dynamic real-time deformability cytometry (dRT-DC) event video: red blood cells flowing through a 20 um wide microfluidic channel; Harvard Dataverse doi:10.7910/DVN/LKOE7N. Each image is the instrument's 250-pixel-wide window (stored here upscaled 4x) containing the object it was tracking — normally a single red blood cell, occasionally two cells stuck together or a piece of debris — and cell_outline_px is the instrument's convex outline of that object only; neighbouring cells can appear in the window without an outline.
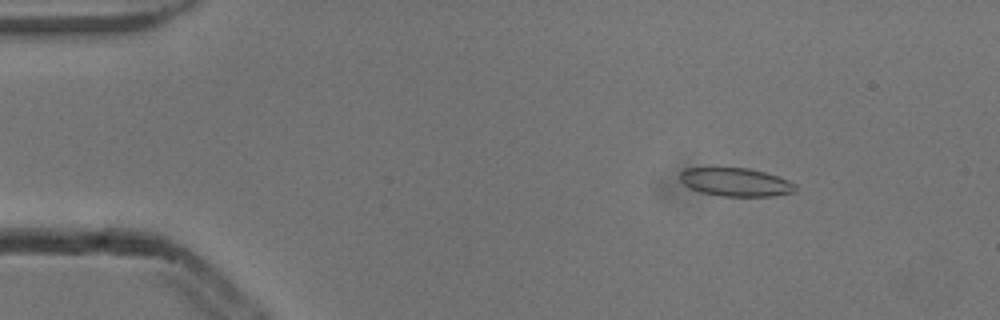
{"species": "common noctule bat (a hibernating species)", "species_latin": "Nyctalus noctula", "temperature_condition": "cold", "stored_images_in_passage": 5, "camera_frame_rate_fps": 3000, "um_per_image_px": 0.085, "animal": {"sex": "male", "body_mass_g": 13.3}, "frame": {"image": 1, "passage_image": 2, "time_ms": 0.333, "image_size_px": [1000, 320], "cell_outline_px": [[796, 192], [772, 196], [720, 196], [700, 192], [684, 184], [680, 180], [680, 172], [684, 168], [748, 168], [764, 172], [788, 180], [796, 184]], "centroid_in_image_um": [62.54, 15.48], "position_along_channel_um": 22.5, "area_um2": 19.02}}
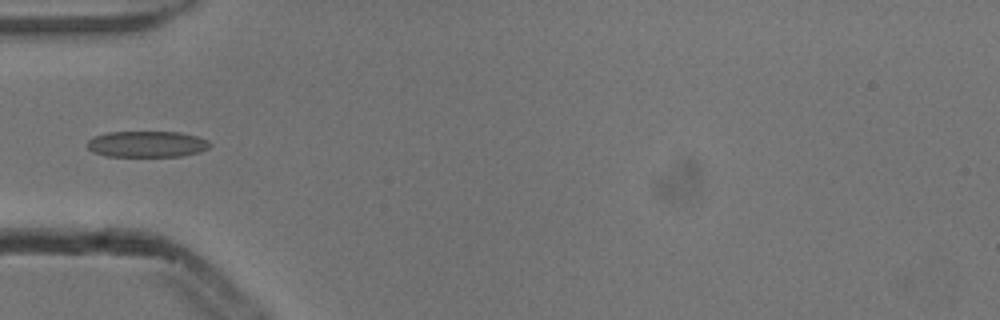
{"frame": {"image": 2, "passage_image": 5, "time_ms": 1.333, "image_size_px": [1000, 320], "cell_outline_px": [[212, 144], [208, 148], [200, 152], [180, 156], [108, 156], [92, 152], [88, 148], [88, 140], [96, 136], [108, 132], [180, 132], [196, 136], [208, 140]], "centroid_in_image_um": [12.52, 12.25], "position_along_channel_um": 72.5, "area_um2": 18.61}}